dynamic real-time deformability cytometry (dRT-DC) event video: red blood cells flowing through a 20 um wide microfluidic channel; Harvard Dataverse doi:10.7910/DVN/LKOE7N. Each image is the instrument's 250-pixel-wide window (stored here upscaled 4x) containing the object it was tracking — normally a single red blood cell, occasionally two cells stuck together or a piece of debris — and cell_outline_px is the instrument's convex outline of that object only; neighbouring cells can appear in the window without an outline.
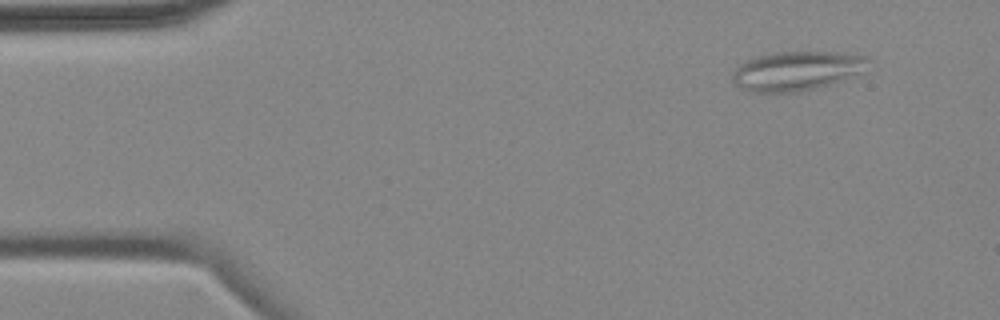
{"species": "common noctule bat (a hibernating species)", "species_latin": "Nyctalus noctula", "temperature_condition": "cold", "stored_images_in_passage": 6, "camera_frame_rate_fps": 3000, "um_per_image_px": 0.085, "animal": {"sex": "female", "body_mass_g": 18.4}, "frame": {"image": 1, "passage_image": 2, "time_ms": 1.0, "image_size_px": [1000, 320], "cell_outline_px": [[872, 60], [856, 72], [828, 84], [816, 88], [796, 92], [748, 92], [740, 88], [732, 80], [732, 72], [744, 60], [752, 56], [772, 52], [836, 52], [868, 56]], "centroid_in_image_um": [67.59, 6.01], "position_along_channel_um": 17.4, "area_um2": 30.75}}